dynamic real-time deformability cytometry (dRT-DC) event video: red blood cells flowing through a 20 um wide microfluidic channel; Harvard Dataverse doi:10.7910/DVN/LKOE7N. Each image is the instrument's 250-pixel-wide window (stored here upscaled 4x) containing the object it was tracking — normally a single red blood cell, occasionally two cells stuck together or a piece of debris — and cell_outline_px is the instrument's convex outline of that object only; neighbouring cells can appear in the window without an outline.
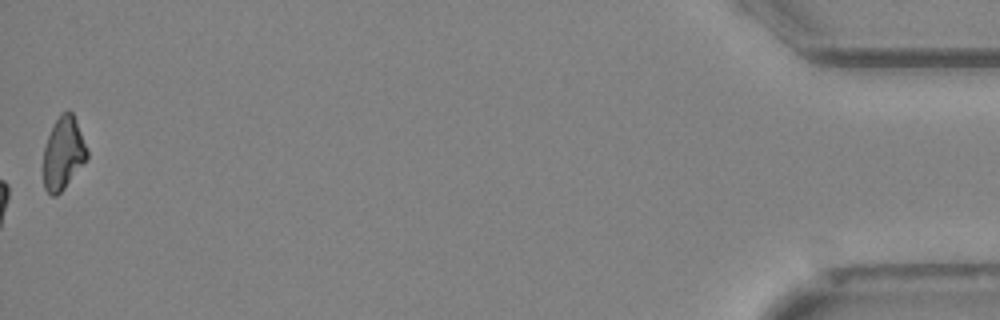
{"species": "Egyptian fruit bat (a non-hibernating species)", "species_latin": "Rousettus aegyptiacus", "temperature_condition": "cold", "stored_images_in_passage": 52, "camera_frame_rate_fps": 3000, "um_per_image_px": 0.085, "animal": {"sex": "female"}, "frame": {"image": 1, "passage_image": 52, "time_ms": 17.0, "image_size_px": [1000, 320], "cell_outline_px": [[88, 160], [64, 188], [56, 196], [52, 196], [44, 188], [44, 148], [48, 136], [60, 112], [68, 108], [72, 112], [76, 120], [88, 152]], "centroid_in_image_um": [5.39, 13.01], "position_along_channel_um": 429.8, "area_um2": 18.5}, "authors_computed_cell_mechanics": {"area_um2": 19.3919, "velocity_mm_per_s": 3.9537, "shape_relaxation_time_tau1_ms": 4.8435, "shape_relaxation_time_tau2_ms": null, "deformation_change_tau1": 0.1267, "deformation_change_tau2": null}}